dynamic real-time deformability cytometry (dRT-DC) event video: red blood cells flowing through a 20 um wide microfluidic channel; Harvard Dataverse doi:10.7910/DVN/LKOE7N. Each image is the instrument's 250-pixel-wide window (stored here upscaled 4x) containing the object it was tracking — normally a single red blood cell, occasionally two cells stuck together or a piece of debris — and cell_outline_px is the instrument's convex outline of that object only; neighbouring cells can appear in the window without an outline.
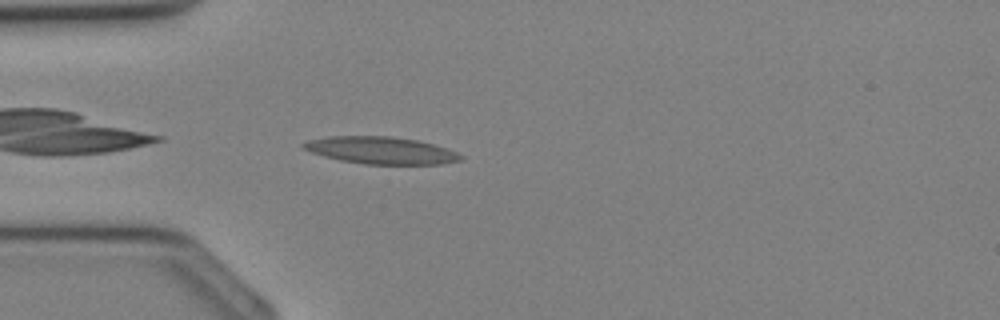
{"species": "Egyptian fruit bat (a non-hibernating species)", "species_latin": "Rousettus aegyptiacus", "temperature_condition": "cold", "stored_images_in_passage": 7, "camera_frame_rate_fps": 3000, "um_per_image_px": 0.085, "animal": {"sex": "female"}, "frame": {"image": 1, "passage_image": 2, "time_ms": 0.333, "image_size_px": [1000, 320], "cell_outline_px": [[464, 156], [460, 160], [440, 164], [364, 164], [340, 160], [324, 156], [312, 152], [304, 148], [300, 144], [308, 140], [328, 136], [392, 136], [416, 140], [432, 144], [456, 152]], "centroid_in_image_um": [32.35, 12.78], "position_along_channel_um": 52.7, "area_um2": 24.68}}
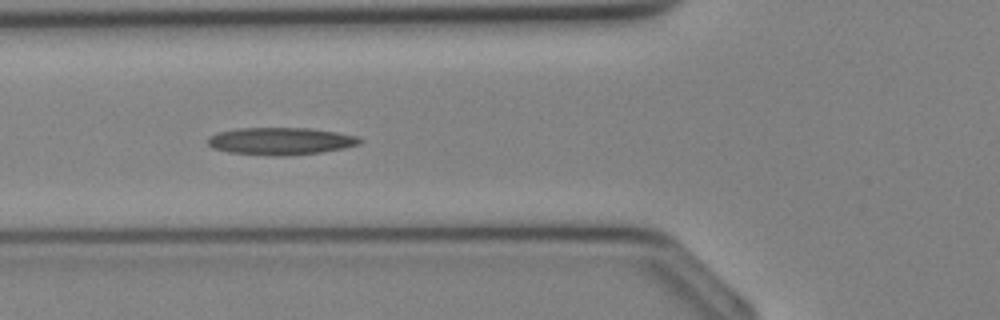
{"frame": {"image": 2, "passage_image": 5, "time_ms": 1.333, "image_size_px": [1000, 320], "cell_outline_px": [[364, 140], [360, 144], [344, 148], [320, 152], [284, 156], [272, 156], [228, 152], [212, 148], [208, 144], [208, 136], [216, 132], [240, 128], [308, 128], [336, 132], [360, 136]], "centroid_in_image_um": [23.86, 11.99], "position_along_channel_um": 101.9, "area_um2": 24.39}}
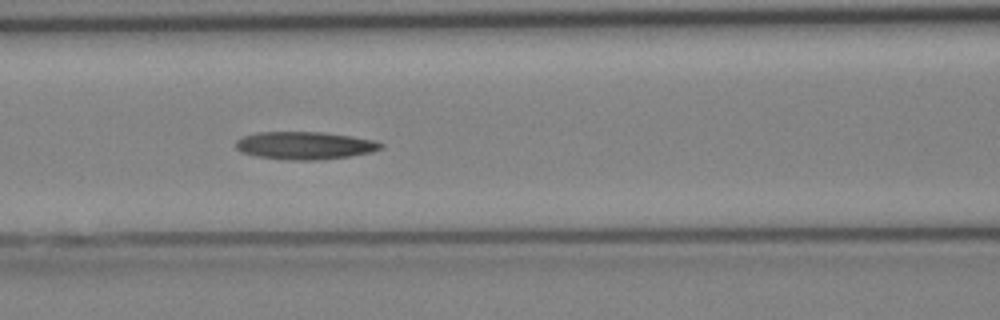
{"frame": {"image": 3, "passage_image": 7, "time_ms": 2.0, "image_size_px": [1000, 320], "cell_outline_px": [[384, 148], [372, 152], [348, 156], [320, 160], [288, 160], [260, 156], [240, 152], [236, 148], [236, 140], [244, 136], [256, 132], [324, 132], [352, 136], [376, 140], [384, 144]], "centroid_in_image_um": [25.95, 12.36], "position_along_channel_um": 140.6, "area_um2": 23.52}}